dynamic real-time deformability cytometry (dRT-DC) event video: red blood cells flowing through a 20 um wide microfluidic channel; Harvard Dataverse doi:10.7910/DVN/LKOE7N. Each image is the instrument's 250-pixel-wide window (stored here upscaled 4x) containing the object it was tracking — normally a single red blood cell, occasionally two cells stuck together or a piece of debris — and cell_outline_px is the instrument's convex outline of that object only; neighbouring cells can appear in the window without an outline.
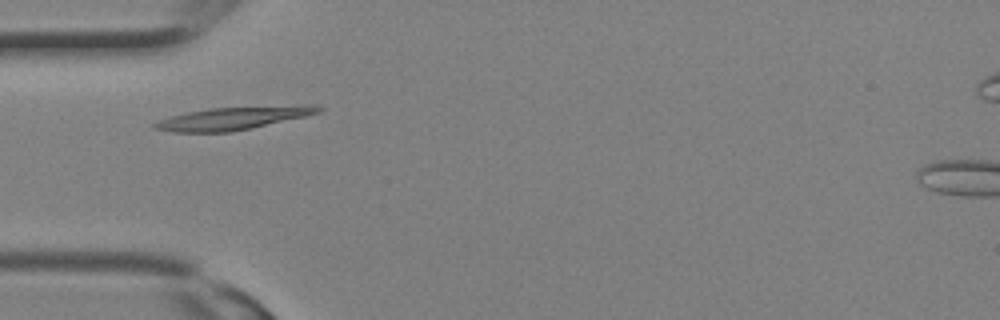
{"species": "Egyptian fruit bat (a non-hibernating species)", "species_latin": "Rousettus aegyptiacus", "temperature_condition": "room temperature", "stored_images_in_passage": 16, "camera_frame_rate_fps": 3000, "um_per_image_px": 0.085, "animal": {"sex": "female"}, "frame": {"image": 1, "passage_image": 5, "time_ms": 1.333, "image_size_px": [1000, 320], "cell_outline_px": [[324, 108], [320, 112], [304, 116], [252, 128], [232, 132], [172, 132], [152, 128], [152, 124], [160, 120], [172, 116], [188, 112], [212, 108], [300, 104], [312, 104]], "centroid_in_image_um": [19.87, 10.04], "position_along_channel_um": 65.1, "area_um2": 21.85}}
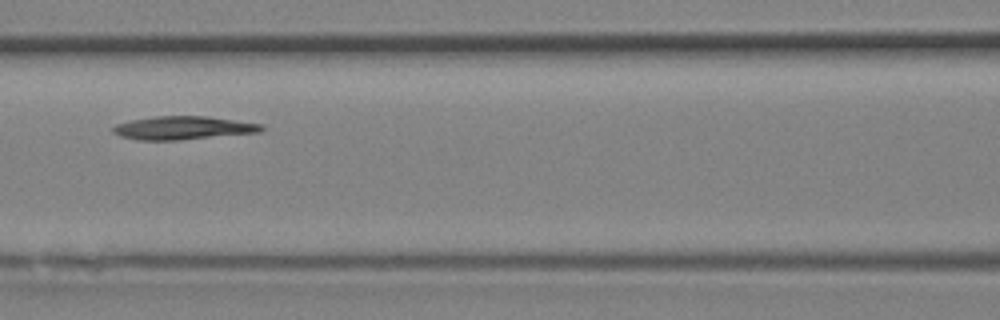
{"frame": {"image": 2, "passage_image": 9, "time_ms": 2.667, "image_size_px": [1000, 320], "cell_outline_px": [[264, 128], [260, 132], [176, 140], [136, 140], [120, 136], [112, 132], [112, 128], [116, 124], [132, 120], [156, 116], [208, 116], [260, 124]], "centroid_in_image_um": [15.51, 10.87], "position_along_channel_um": 151.1, "area_um2": 19.94}}
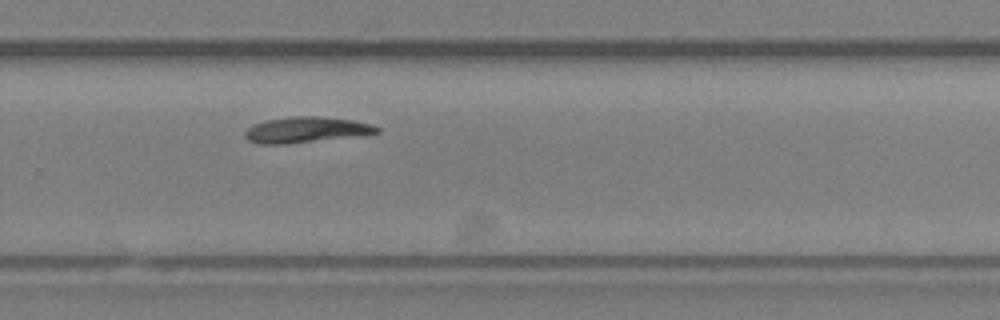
{"frame": {"image": 3, "passage_image": 16, "time_ms": 5.0, "image_size_px": [1000, 320], "cell_outline_px": [[380, 132], [368, 136], [284, 144], [256, 144], [248, 140], [244, 136], [244, 132], [252, 124], [264, 120], [288, 116], [320, 116], [352, 120], [372, 124], [380, 128]], "centroid_in_image_um": [26.06, 11.04], "position_along_channel_um": 303.7, "area_um2": 20.46}}